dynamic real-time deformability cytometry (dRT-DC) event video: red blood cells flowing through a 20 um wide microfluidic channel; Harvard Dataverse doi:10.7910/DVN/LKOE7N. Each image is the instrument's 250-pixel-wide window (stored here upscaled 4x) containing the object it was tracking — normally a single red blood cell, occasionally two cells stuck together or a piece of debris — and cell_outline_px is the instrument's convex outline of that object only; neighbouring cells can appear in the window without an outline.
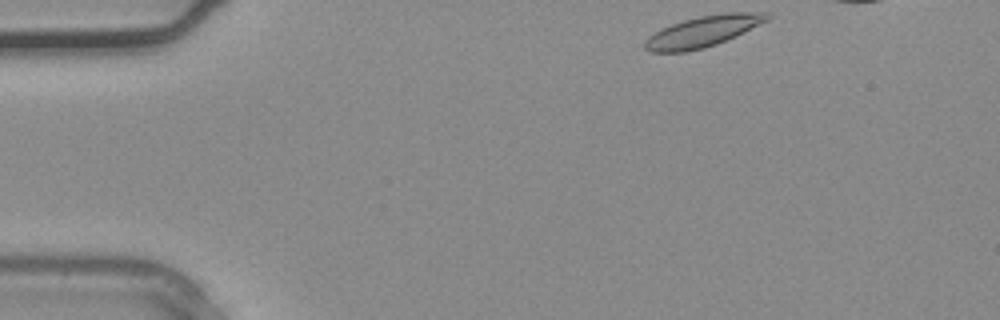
{"species": "common noctule bat (a hibernating species)", "species_latin": "Nyctalus noctula", "temperature_condition": "warm", "stored_images_in_passage": 7, "camera_frame_rate_fps": 3000, "um_per_image_px": 0.085, "animal": {"sex": "male", "body_mass_g": 20.4}, "frame": {"image": 1, "passage_image": 1, "time_ms": 0.0, "image_size_px": [1000, 320], "cell_outline_px": [[772, 16], [768, 20], [716, 44], [704, 48], [684, 52], [652, 52], [644, 48], [644, 40], [648, 36], [672, 24], [684, 20], [700, 16], [724, 12], [768, 12]], "centroid_in_image_um": [59.74, 2.66], "position_along_channel_um": 25.3, "area_um2": 21.73}}